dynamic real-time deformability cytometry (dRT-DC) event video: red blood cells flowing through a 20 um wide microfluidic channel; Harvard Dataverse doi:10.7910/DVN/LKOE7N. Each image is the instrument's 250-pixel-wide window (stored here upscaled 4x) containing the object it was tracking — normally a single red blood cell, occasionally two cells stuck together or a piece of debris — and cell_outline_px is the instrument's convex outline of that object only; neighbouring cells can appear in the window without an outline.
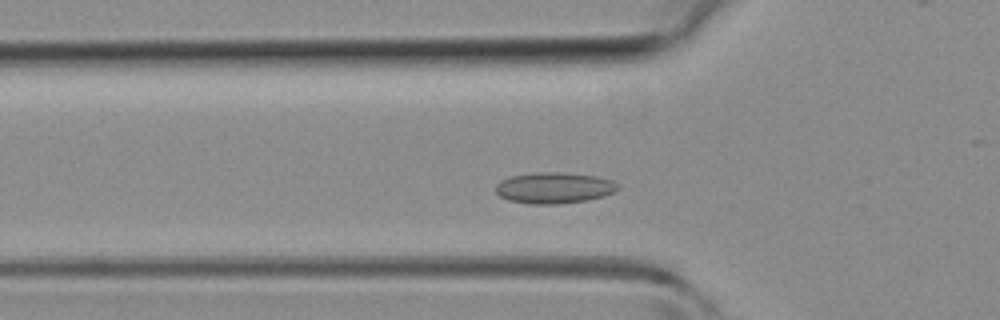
{"species": "common noctule bat (a hibernating species)", "species_latin": "Nyctalus noctula", "temperature_condition": "room temperature", "stored_images_in_passage": 33, "camera_frame_rate_fps": 3000, "um_per_image_px": 0.085, "animal": {"sex": "female", "body_mass_g": 19.3, "forearm_length_mm": 54.1}, "frame": {"image": 1, "passage_image": 11, "time_ms": 3.333, "image_size_px": [1000, 320], "cell_outline_px": [[620, 188], [604, 196], [588, 200], [556, 204], [532, 204], [508, 200], [500, 196], [496, 192], [496, 184], [500, 180], [512, 176], [536, 172], [564, 172], [596, 176], [612, 180], [620, 184]], "centroid_in_image_um": [47.12, 15.96], "position_along_channel_um": 78.7, "area_um2": 22.25}}
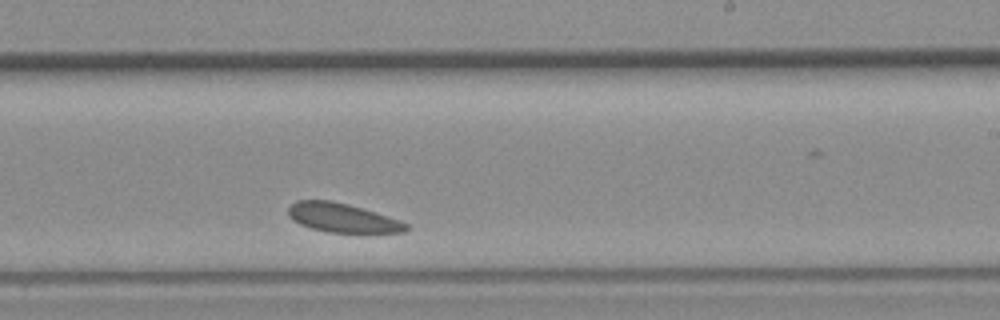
{"frame": {"image": 2, "passage_image": 24, "time_ms": 7.667, "image_size_px": [1000, 320], "cell_outline_px": [[408, 228], [404, 232], [368, 236], [328, 232], [312, 228], [300, 224], [292, 220], [288, 216], [288, 208], [296, 200], [328, 200], [348, 204], [376, 212], [408, 224]], "centroid_in_image_um": [29.16, 18.57], "position_along_channel_um": 259.8, "area_um2": 20.75}}
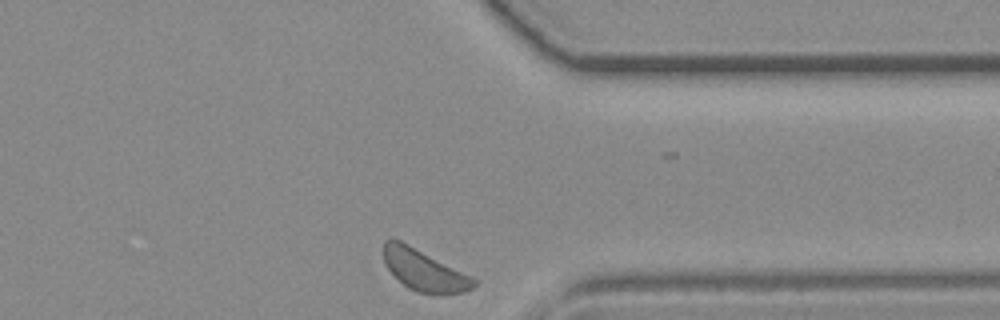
{"frame": {"image": 3, "passage_image": 33, "time_ms": 10.667, "image_size_px": [1000, 320], "cell_outline_px": [[476, 284], [472, 288], [464, 292], [420, 292], [408, 288], [384, 264], [384, 240], [392, 236], [472, 276], [476, 280]], "centroid_in_image_um": [36.02, 22.91], "position_along_channel_um": 375.4, "area_um2": 21.1}}